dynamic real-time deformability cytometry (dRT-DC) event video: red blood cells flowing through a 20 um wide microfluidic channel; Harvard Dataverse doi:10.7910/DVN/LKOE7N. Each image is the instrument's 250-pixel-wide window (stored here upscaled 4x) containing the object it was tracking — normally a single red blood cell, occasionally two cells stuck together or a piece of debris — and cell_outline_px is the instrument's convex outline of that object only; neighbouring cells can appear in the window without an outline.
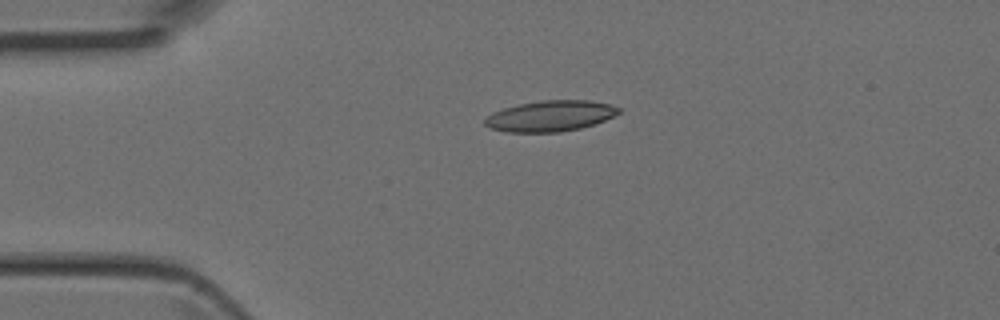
{"species": "Egyptian fruit bat (a non-hibernating species)", "species_latin": "Rousettus aegyptiacus", "temperature_condition": "room temperature", "stored_images_in_passage": 3, "camera_frame_rate_fps": 3000, "um_per_image_px": 0.085, "animal": {"sex": "female"}, "frame": {"image": 1, "passage_image": 3, "time_ms": 0.667, "image_size_px": [1000, 320], "cell_outline_px": [[620, 112], [604, 120], [580, 128], [560, 132], [504, 132], [492, 128], [484, 124], [484, 120], [492, 112], [504, 108], [520, 104], [540, 100], [588, 100], [608, 104], [620, 108]], "centroid_in_image_um": [46.74, 9.86], "position_along_channel_um": 38.3, "area_um2": 23.81}}